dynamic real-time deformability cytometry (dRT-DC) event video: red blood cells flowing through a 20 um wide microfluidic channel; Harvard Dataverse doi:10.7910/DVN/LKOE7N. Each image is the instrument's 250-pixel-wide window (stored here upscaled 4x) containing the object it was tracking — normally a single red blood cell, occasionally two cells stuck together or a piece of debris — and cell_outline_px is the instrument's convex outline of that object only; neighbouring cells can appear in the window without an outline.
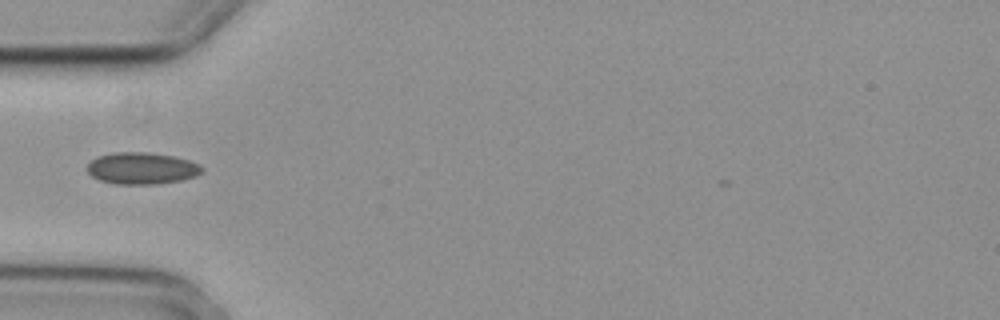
{"species": "common noctule bat (a hibernating species)", "species_latin": "Nyctalus noctula", "temperature_condition": "cold", "stored_images_in_passage": 4, "camera_frame_rate_fps": 3000, "um_per_image_px": 0.085, "animal": {"sex": "female", "body_mass_g": 29.2, "forearm_length_mm": 56.3}, "frame": {"image": 1, "passage_image": 4, "time_ms": 1.0, "image_size_px": [1000, 320], "cell_outline_px": [[204, 168], [196, 176], [180, 180], [156, 184], [112, 184], [100, 180], [92, 176], [84, 168], [92, 160], [100, 156], [116, 152], [148, 152], [172, 156], [188, 160], [200, 164]], "centroid_in_image_um": [12.03, 14.31], "position_along_channel_um": 73.0, "area_um2": 21.21}}